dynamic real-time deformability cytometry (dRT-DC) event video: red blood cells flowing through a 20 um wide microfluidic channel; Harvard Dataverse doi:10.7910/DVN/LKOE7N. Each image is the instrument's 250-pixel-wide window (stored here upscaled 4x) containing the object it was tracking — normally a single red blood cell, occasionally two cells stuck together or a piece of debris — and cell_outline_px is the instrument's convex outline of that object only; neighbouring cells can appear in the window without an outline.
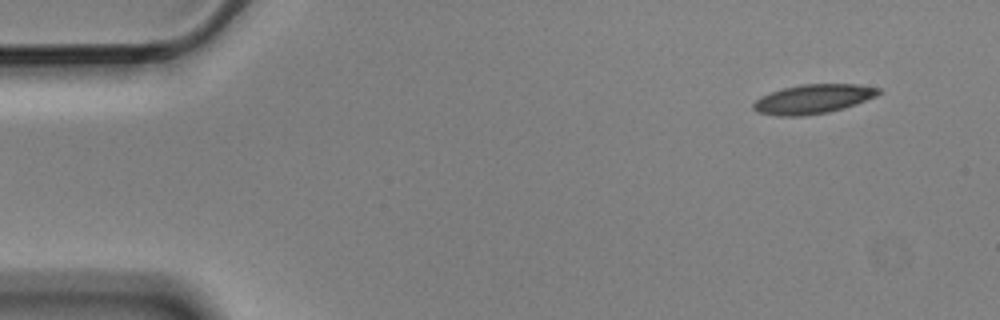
{"species": "Egyptian fruit bat (a non-hibernating species)", "species_latin": "Rousettus aegyptiacus", "temperature_condition": "cold", "stored_images_in_passage": 3, "segment_of_instrument_passage": [2, 2], "camera_frame_rate_fps": 3000, "um_per_image_px": 0.085, "animal": {"sex": "male"}, "frame": {"image": 1, "passage_image": 3, "time_ms": 0.667, "image_size_px": [1000, 320], "cell_outline_px": [[884, 92], [876, 96], [856, 104], [844, 108], [828, 112], [804, 116], [776, 116], [756, 112], [752, 108], [752, 104], [760, 96], [784, 88], [800, 84], [856, 84], [880, 88]], "centroid_in_image_um": [69.11, 8.42], "position_along_channel_um": 15.9, "area_um2": 21.5}}